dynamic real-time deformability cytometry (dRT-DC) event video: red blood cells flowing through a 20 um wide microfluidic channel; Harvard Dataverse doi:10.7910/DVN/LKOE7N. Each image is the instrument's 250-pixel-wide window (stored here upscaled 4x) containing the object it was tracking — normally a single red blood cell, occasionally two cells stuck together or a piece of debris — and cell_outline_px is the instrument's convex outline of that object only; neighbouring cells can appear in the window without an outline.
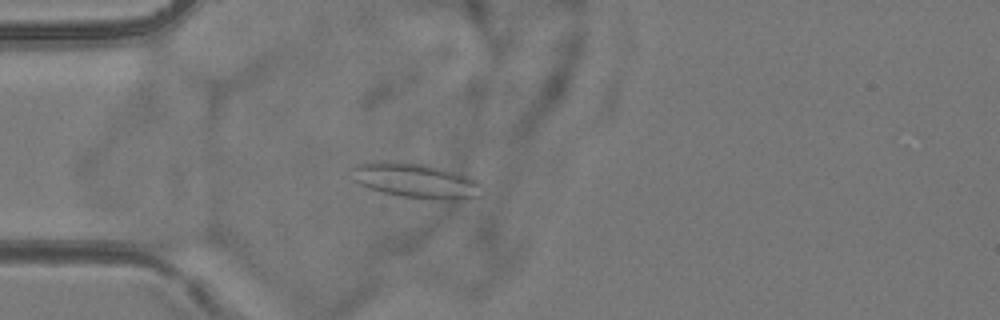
{"species": "common noctule bat (a hibernating species)", "species_latin": "Nyctalus noctula", "temperature_condition": "room temperature", "stored_images_in_passage": 5, "camera_frame_rate_fps": 3000, "um_per_image_px": 0.085, "animal": {"sex": "female", "body_mass_g": 24.6, "forearm_length_mm": 56.2}, "frame": {"image": 1, "passage_image": 4, "time_ms": 4.333, "image_size_px": [1000, 320], "cell_outline_px": [[484, 196], [456, 200], [440, 200], [400, 196], [368, 188], [352, 180], [348, 168], [356, 164], [372, 160], [384, 160], [428, 164], [468, 176], [476, 180], [480, 184]], "centroid_in_image_um": [35.28, 15.33], "position_along_channel_um": 49.7, "area_um2": 27.22}}